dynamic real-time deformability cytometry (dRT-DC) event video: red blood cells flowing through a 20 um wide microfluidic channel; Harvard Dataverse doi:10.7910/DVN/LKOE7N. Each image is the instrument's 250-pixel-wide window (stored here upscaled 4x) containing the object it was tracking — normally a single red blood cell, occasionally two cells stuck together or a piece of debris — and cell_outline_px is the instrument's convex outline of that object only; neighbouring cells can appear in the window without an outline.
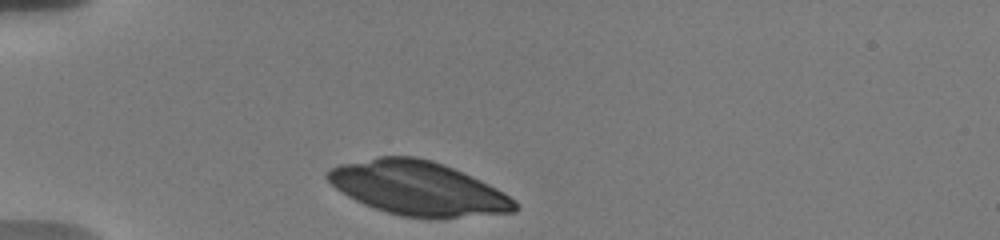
{"species": "human", "species_latin": "Homo sapiens", "temperature_condition": "warm", "stored_images_in_passage": 33, "camera_frame_rate_fps": 3000, "um_per_image_px": 0.085, "donor": {"sex": "male"}, "frame": {"image": 1, "passage_image": 1, "time_ms": 0.0, "image_size_px": [1000, 240], "cell_outline_px": [[516, 212], [456, 216], [400, 216], [364, 204], [340, 192], [324, 176], [332, 168], [340, 164], [380, 156], [416, 156], [432, 160], [444, 164], [480, 180], [504, 192], [516, 200]], "centroid_in_image_um": [35.51, 15.97], "position_along_channel_um": 49.5, "area_um2": 57.74}}
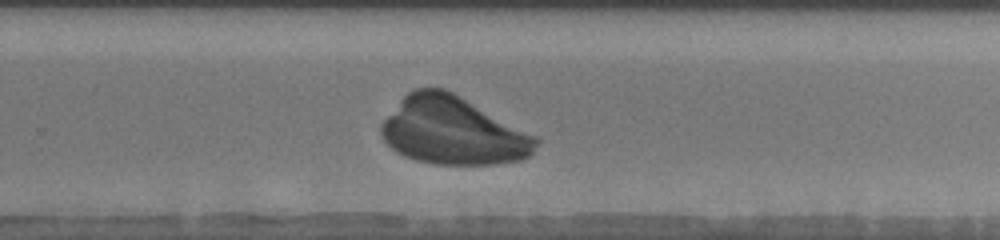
{"frame": {"image": 2, "passage_image": 23, "time_ms": 7.333, "image_size_px": [1000, 240], "cell_outline_px": [[540, 140], [532, 152], [528, 156], [520, 160], [496, 164], [432, 164], [416, 160], [404, 156], [396, 152], [384, 140], [380, 132], [380, 124], [400, 100], [408, 92], [416, 88], [444, 88], [452, 92], [536, 136]], "centroid_in_image_um": [38.47, 11.13], "position_along_channel_um": 291.3, "area_um2": 60.75}}
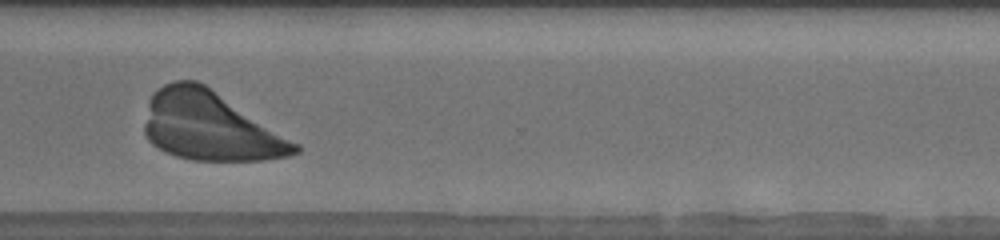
{"frame": {"image": 3, "passage_image": 28, "time_ms": 9.0, "image_size_px": [1000, 240], "cell_outline_px": [[300, 152], [288, 156], [264, 160], [192, 160], [176, 156], [164, 152], [152, 144], [148, 140], [144, 132], [144, 124], [148, 100], [152, 92], [156, 88], [164, 84], [176, 80], [196, 80], [204, 84], [300, 144]], "centroid_in_image_um": [17.82, 10.73], "position_along_channel_um": 352.8, "area_um2": 60.4}}